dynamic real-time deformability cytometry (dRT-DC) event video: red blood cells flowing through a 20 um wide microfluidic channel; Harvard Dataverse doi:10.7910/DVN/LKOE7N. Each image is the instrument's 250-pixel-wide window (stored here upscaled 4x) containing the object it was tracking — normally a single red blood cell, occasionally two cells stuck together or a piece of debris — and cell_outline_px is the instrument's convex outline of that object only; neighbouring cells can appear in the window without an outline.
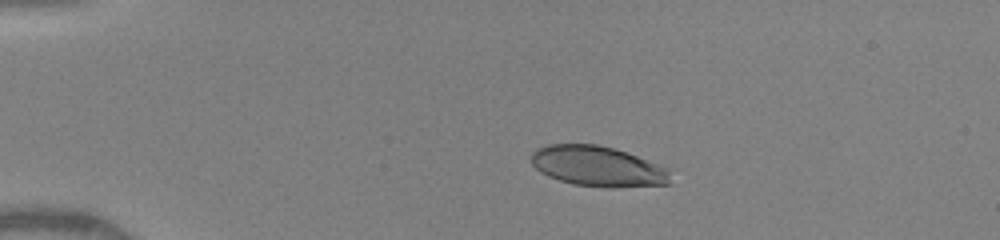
{"species": "human", "species_latin": "Homo sapiens", "temperature_condition": "warm", "stored_images_in_passage": 42, "camera_frame_rate_fps": 3000, "um_per_image_px": 0.085, "donor": {"sex": "female"}, "frame": {"image": 1, "passage_image": 9, "time_ms": 3.0, "image_size_px": [1000, 240], "cell_outline_px": [[672, 184], [612, 188], [608, 188], [576, 184], [560, 180], [548, 176], [540, 172], [532, 164], [532, 152], [536, 148], [548, 144], [596, 144], [612, 148], [636, 156], [668, 168]], "centroid_in_image_um": [50.81, 14.14], "position_along_channel_um": 34.2, "area_um2": 32.6}}
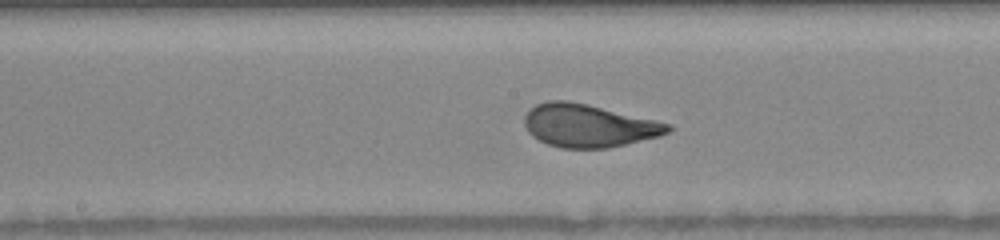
{"frame": {"image": 2, "passage_image": 24, "time_ms": 8.333, "image_size_px": [1000, 240], "cell_outline_px": [[672, 128], [668, 132], [660, 136], [608, 148], [560, 148], [548, 144], [532, 136], [528, 132], [524, 124], [524, 116], [536, 104], [548, 100], [568, 100], [588, 104], [656, 120], [672, 124]], "centroid_in_image_um": [50.03, 10.67], "position_along_channel_um": 198.2, "area_um2": 35.89}}
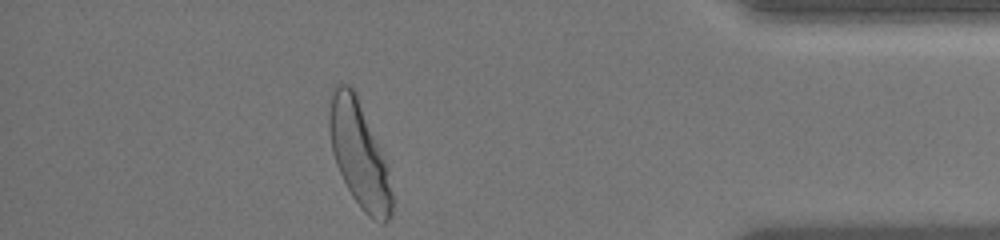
{"frame": {"image": 3, "passage_image": 42, "time_ms": 14.0, "image_size_px": [1000, 240], "cell_outline_px": [[392, 216], [384, 224], [372, 220], [364, 212], [352, 196], [336, 164], [332, 152], [328, 132], [328, 112], [332, 84], [348, 84], [352, 88], [356, 96], [380, 148], [384, 160], [392, 192]], "centroid_in_image_um": [30.48, 13.13], "position_along_channel_um": 404.7, "area_um2": 38.15}, "authors_computed_cell_mechanics": {"area_um2": 35.4025, "velocity_mm_per_s": 4.2102, "shape_relaxation_time_tau1_ms": 3.0592, "shape_relaxation_time_tau2_ms": null, "deformation_change_tau1": 0.1725, "deformation_change_tau2": null}}